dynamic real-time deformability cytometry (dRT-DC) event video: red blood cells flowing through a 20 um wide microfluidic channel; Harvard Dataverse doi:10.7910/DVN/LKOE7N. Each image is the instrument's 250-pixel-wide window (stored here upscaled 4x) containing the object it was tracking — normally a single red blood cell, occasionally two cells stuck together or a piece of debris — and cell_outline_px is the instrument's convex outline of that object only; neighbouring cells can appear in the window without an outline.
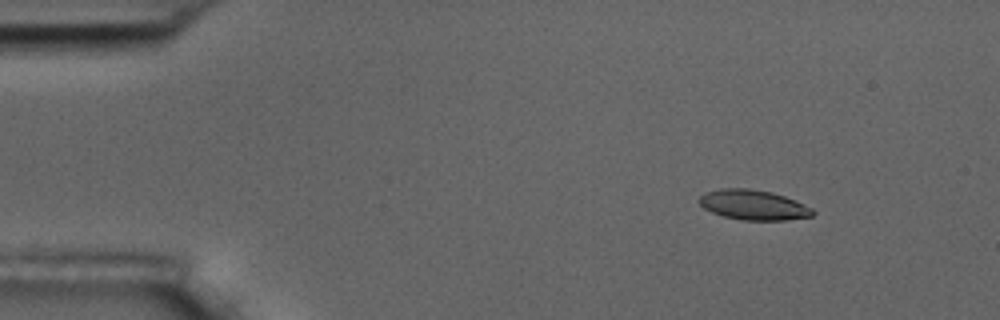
{"species": "common noctule bat (a hibernating species)", "species_latin": "Nyctalus noctula", "temperature_condition": "room temperature", "stored_images_in_passage": 5, "camera_frame_rate_fps": 3000, "um_per_image_px": 0.085, "animal": {"sex": "male", "body_mass_g": 17.5, "forearm_length_mm": 52.3}, "frame": {"image": 1, "passage_image": 2, "time_ms": 1.0, "image_size_px": [1000, 320], "cell_outline_px": [[816, 212], [812, 216], [784, 220], [740, 220], [724, 216], [712, 212], [704, 208], [700, 204], [700, 196], [704, 192], [720, 188], [748, 188], [772, 192], [796, 200], [812, 208]], "centroid_in_image_um": [64.04, 17.41], "position_along_channel_um": 21.0, "area_um2": 19.88}}
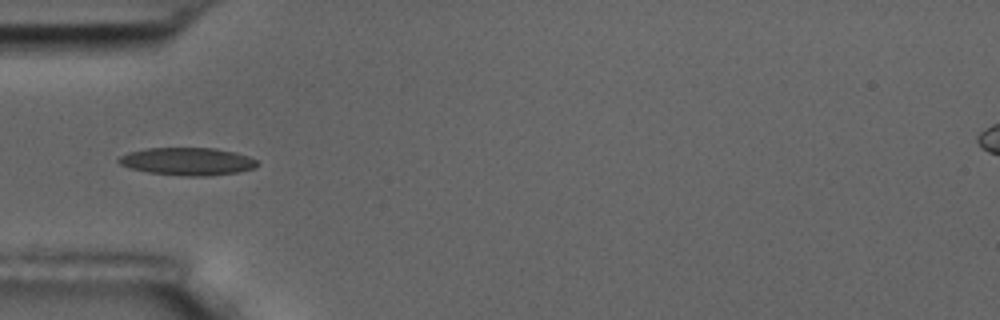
{"frame": {"image": 2, "passage_image": 5, "time_ms": 4.667, "image_size_px": [1000, 320], "cell_outline_px": [[260, 164], [256, 168], [236, 172], [208, 176], [188, 176], [148, 172], [128, 168], [120, 164], [116, 160], [120, 156], [128, 152], [148, 148], [216, 148], [236, 152], [248, 156], [256, 160]], "centroid_in_image_um": [15.94, 13.71], "position_along_channel_um": 69.1, "area_um2": 22.43}}